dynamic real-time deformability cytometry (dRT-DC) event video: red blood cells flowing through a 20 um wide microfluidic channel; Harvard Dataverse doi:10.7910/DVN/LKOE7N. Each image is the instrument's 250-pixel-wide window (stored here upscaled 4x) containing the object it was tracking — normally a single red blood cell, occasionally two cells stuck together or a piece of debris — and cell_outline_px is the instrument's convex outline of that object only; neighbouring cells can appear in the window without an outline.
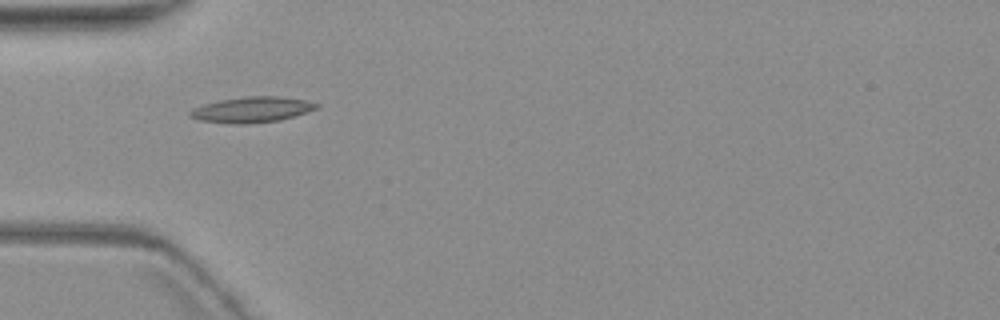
{"species": "common noctule bat (a hibernating species)", "species_latin": "Nyctalus noctula", "temperature_condition": "warm", "stored_images_in_passage": 1, "camera_frame_rate_fps": 3000, "um_per_image_px": 0.085, "animal": {"sex": "female", "body_mass_g": 19.3, "forearm_length_mm": 54.1}, "frame": {"image": 1, "passage_image": 1, "time_ms": 0.0, "image_size_px": [1000, 320], "cell_outline_px": [[320, 108], [280, 120], [244, 124], [228, 124], [200, 120], [188, 116], [188, 112], [192, 108], [204, 104], [220, 100], [244, 96], [280, 96], [304, 100], [320, 104]], "centroid_in_image_um": [21.39, 9.32], "position_along_channel_um": 63.6, "area_um2": 19.02}}